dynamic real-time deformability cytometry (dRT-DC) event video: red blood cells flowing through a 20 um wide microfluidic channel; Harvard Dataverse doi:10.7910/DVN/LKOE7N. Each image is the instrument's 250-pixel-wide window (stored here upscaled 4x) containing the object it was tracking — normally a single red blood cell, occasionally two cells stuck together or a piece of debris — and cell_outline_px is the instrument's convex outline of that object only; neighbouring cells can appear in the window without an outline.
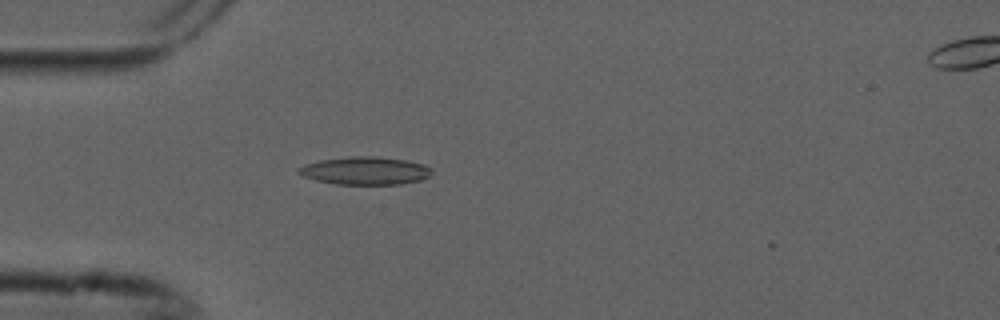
{"species": "common noctule bat (a hibernating species)", "species_latin": "Nyctalus noctula", "temperature_condition": "cold", "stored_images_in_passage": 5, "camera_frame_rate_fps": 3000, "um_per_image_px": 0.085, "animal": {"sex": "male", "forearm_length_mm": 52.5}, "frame": {"image": 1, "passage_image": 4, "time_ms": 1.0, "image_size_px": [1000, 320], "cell_outline_px": [[432, 172], [428, 176], [420, 180], [400, 184], [336, 184], [316, 180], [304, 176], [296, 172], [296, 168], [304, 164], [320, 160], [352, 156], [372, 156], [404, 160], [424, 164], [432, 168]], "centroid_in_image_um": [31.01, 14.51], "position_along_channel_um": 54.0, "area_um2": 21.56}}